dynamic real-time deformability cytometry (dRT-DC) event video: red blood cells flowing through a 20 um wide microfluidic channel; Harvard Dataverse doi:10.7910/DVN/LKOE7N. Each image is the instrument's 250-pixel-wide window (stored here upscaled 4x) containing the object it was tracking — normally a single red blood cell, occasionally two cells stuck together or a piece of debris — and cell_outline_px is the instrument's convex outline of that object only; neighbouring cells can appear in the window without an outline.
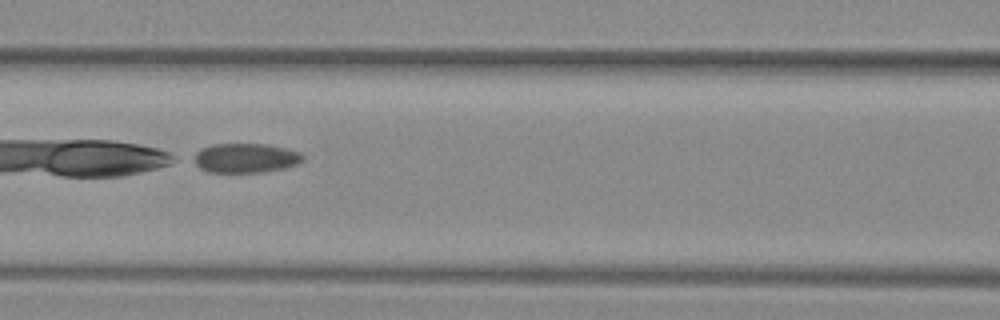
{"species": "common noctule bat (a hibernating species)", "species_latin": "Nyctalus noctula", "temperature_condition": "warm", "stored_images_in_passage": 36, "camera_frame_rate_fps": 3000, "um_per_image_px": 0.085, "animal": {"sex": "female", "body_mass_g": 29.2, "forearm_length_mm": 56.3}, "frame": {"image": 1, "passage_image": 9, "time_ms": 2.667, "image_size_px": [1000, 320], "cell_outline_px": [[304, 160], [296, 164], [284, 168], [260, 172], [208, 172], [200, 168], [188, 160], [200, 148], [212, 144], [268, 144], [300, 152], [304, 156]], "centroid_in_image_um": [20.79, 13.43], "position_along_channel_um": 145.8, "area_um2": 18.96}}
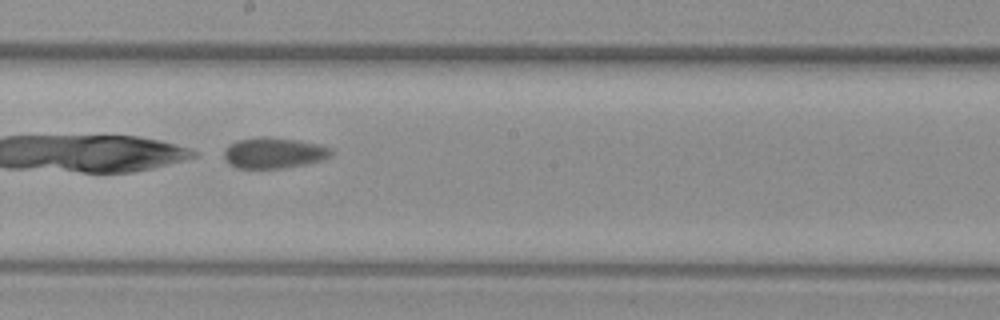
{"frame": {"image": 2, "passage_image": 15, "time_ms": 4.667, "image_size_px": [1000, 320], "cell_outline_px": [[332, 156], [320, 160], [304, 164], [284, 168], [236, 168], [228, 164], [224, 160], [224, 148], [228, 144], [236, 140], [264, 136], [300, 140], [320, 144], [332, 148]], "centroid_in_image_um": [23.24, 12.99], "position_along_channel_um": 225.0, "area_um2": 19.54}}
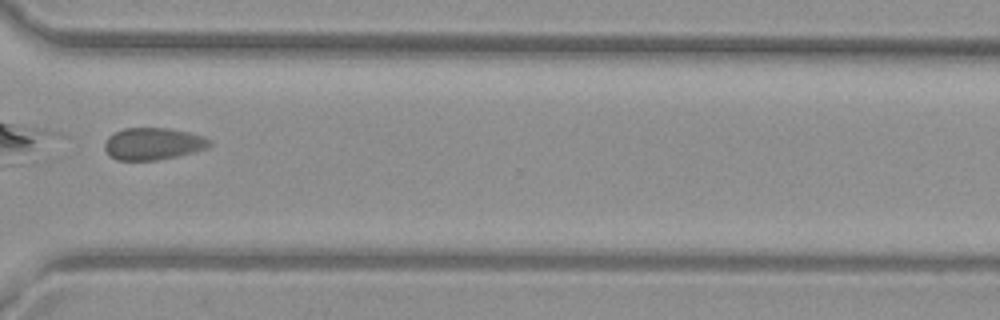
{"frame": {"image": 3, "passage_image": 25, "time_ms": 8.0, "image_size_px": [1000, 320], "cell_outline_px": [[212, 144], [208, 148], [176, 156], [156, 160], [116, 160], [108, 156], [104, 148], [104, 144], [108, 136], [112, 132], [124, 128], [168, 128], [188, 132], [204, 136], [212, 140]], "centroid_in_image_um": [12.99, 12.21], "position_along_channel_um": 357.6, "area_um2": 19.83}, "authors_computed_cell_mechanics": {"area_um2": 20.3745, "velocity_mm_per_s": 3.9652, "shape_relaxation_time_tau1_ms": 1.8148, "shape_relaxation_time_tau2_ms": 3.9275, "deformation_change_tau1": 0.3103, "deformation_change_tau2": 0.0803}}